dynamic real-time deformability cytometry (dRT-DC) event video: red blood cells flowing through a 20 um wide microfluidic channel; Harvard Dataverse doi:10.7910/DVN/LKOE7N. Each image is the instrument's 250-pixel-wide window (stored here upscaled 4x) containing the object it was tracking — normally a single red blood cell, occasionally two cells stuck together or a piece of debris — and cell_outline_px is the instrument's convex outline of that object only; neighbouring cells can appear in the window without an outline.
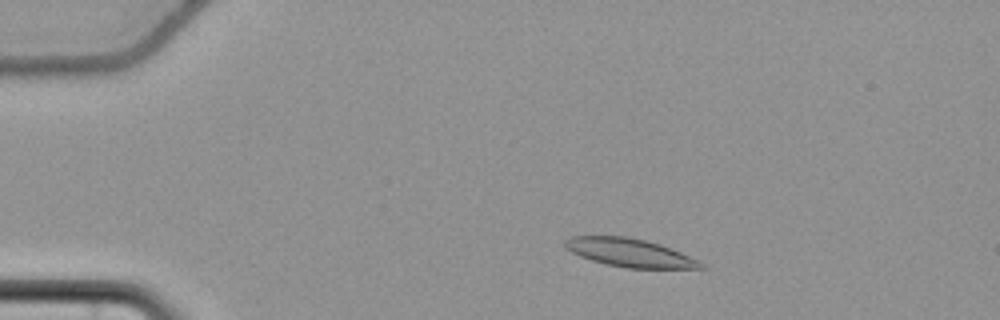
{"species": "common noctule bat (a hibernating species)", "species_latin": "Nyctalus noctula", "temperature_condition": "cold", "stored_images_in_passage": 55, "camera_frame_rate_fps": 3000, "um_per_image_px": 0.085, "animal": {"sex": "female", "body_mass_g": 22.7, "forearm_length_mm": 54.2}, "frame": {"image": 1, "passage_image": 9, "time_ms": 2.667, "image_size_px": [1000, 320], "cell_outline_px": [[708, 268], [628, 268], [608, 264], [592, 260], [580, 256], [564, 248], [564, 240], [572, 236], [628, 236], [660, 244], [700, 260]], "centroid_in_image_um": [53.53, 21.47], "position_along_channel_um": 31.5, "area_um2": 22.31}}
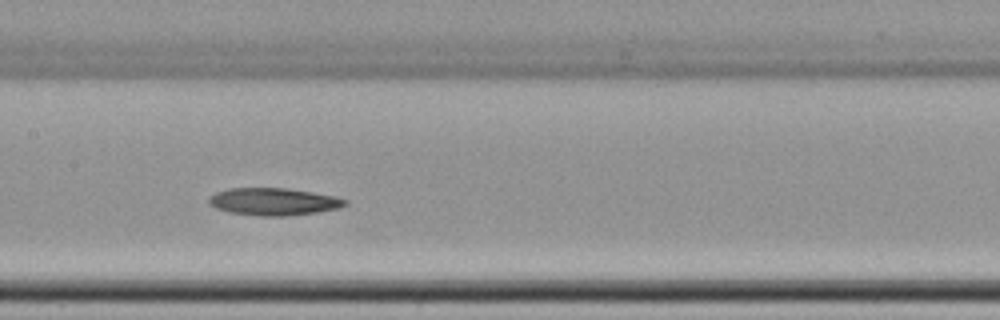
{"frame": {"image": 2, "passage_image": 27, "time_ms": 8.667, "image_size_px": [1000, 320], "cell_outline_px": [[348, 204], [340, 208], [316, 212], [284, 216], [260, 216], [228, 212], [216, 208], [208, 204], [208, 200], [216, 192], [228, 188], [284, 188], [312, 192], [336, 196], [348, 200]], "centroid_in_image_um": [23.27, 17.14], "position_along_channel_um": 184.1, "area_um2": 21.73}}
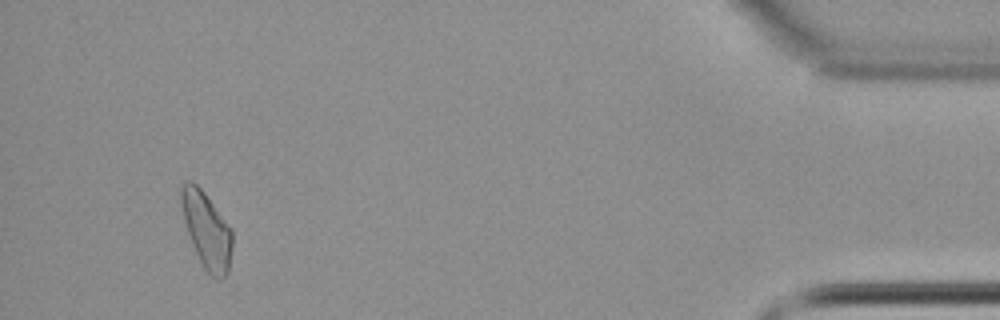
{"frame": {"image": 3, "passage_image": 52, "time_ms": 17.0, "image_size_px": [1000, 320], "cell_outline_px": [[232, 248], [228, 272], [220, 280], [216, 280], [204, 268], [192, 244], [184, 220], [180, 200], [180, 184], [188, 180], [196, 184], [204, 192], [232, 228]], "centroid_in_image_um": [17.57, 19.55], "position_along_channel_um": 417.6, "area_um2": 22.6}}